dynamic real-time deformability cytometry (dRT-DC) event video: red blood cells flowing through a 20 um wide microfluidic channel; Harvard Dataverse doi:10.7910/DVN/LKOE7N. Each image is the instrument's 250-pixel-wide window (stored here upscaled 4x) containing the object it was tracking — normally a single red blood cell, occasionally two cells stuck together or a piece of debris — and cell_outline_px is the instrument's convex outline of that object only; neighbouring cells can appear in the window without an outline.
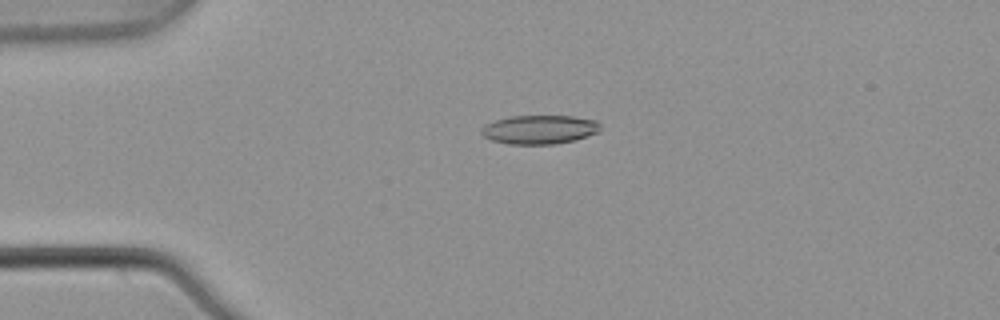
{"species": "common noctule bat (a hibernating species)", "species_latin": "Nyctalus noctula", "temperature_condition": "warm", "stored_images_in_passage": 4, "camera_frame_rate_fps": 3000, "um_per_image_px": 0.085, "animal": {"sex": "male", "body_mass_g": 21.5, "forearm_length_mm": 52.0}, "frame": {"image": 1, "passage_image": 2, "time_ms": 0.333, "image_size_px": [1000, 320], "cell_outline_px": [[600, 132], [572, 140], [552, 144], [508, 144], [492, 140], [484, 136], [480, 132], [480, 128], [484, 124], [496, 120], [512, 116], [572, 116], [596, 120], [600, 124]], "centroid_in_image_um": [45.83, 11.0], "position_along_channel_um": 39.2, "area_um2": 19.94}}
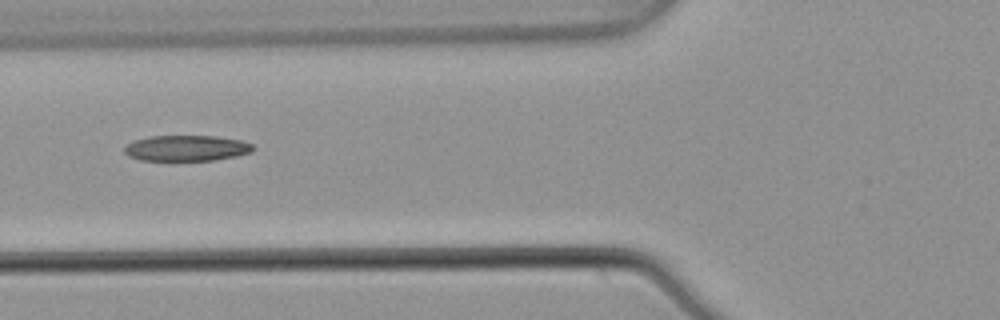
{"frame": {"image": 2, "passage_image": 4, "time_ms": 1.0, "image_size_px": [1000, 320], "cell_outline_px": [[252, 148], [248, 152], [236, 156], [212, 160], [140, 160], [128, 156], [124, 152], [124, 148], [128, 144], [136, 140], [148, 136], [216, 136], [240, 140], [252, 144]], "centroid_in_image_um": [15.8, 12.59], "position_along_channel_um": 110.0, "area_um2": 19.02}}